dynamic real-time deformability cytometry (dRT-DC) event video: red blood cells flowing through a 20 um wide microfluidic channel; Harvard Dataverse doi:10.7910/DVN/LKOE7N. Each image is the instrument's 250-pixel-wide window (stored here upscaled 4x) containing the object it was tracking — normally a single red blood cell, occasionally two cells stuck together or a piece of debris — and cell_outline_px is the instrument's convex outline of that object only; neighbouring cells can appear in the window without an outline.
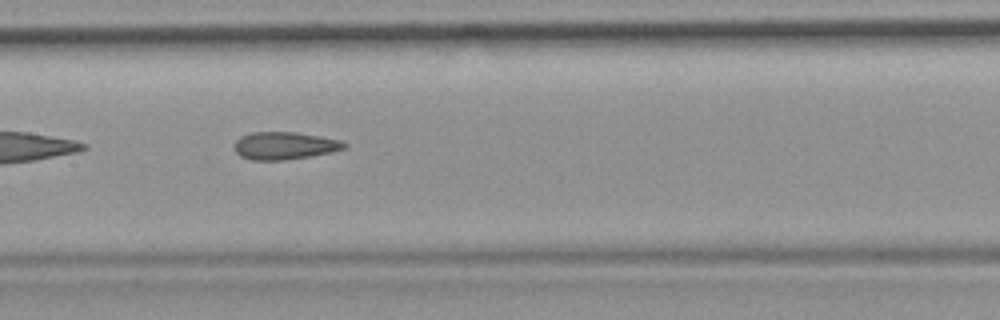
{"species": "common noctule bat (a hibernating species)", "species_latin": "Nyctalus noctula", "temperature_condition": "room temperature", "stored_images_in_passage": 29, "camera_frame_rate_fps": 3000, "um_per_image_px": 0.085, "animal": {"sex": "female", "body_mass_g": 19.9}, "frame": {"image": 1, "passage_image": 9, "time_ms": 2.667, "image_size_px": [1000, 320], "cell_outline_px": [[348, 144], [344, 148], [332, 152], [284, 160], [252, 160], [240, 156], [232, 148], [232, 144], [240, 136], [252, 132], [296, 132], [340, 140]], "centroid_in_image_um": [24.12, 12.38], "position_along_channel_um": 183.3, "area_um2": 17.69}}